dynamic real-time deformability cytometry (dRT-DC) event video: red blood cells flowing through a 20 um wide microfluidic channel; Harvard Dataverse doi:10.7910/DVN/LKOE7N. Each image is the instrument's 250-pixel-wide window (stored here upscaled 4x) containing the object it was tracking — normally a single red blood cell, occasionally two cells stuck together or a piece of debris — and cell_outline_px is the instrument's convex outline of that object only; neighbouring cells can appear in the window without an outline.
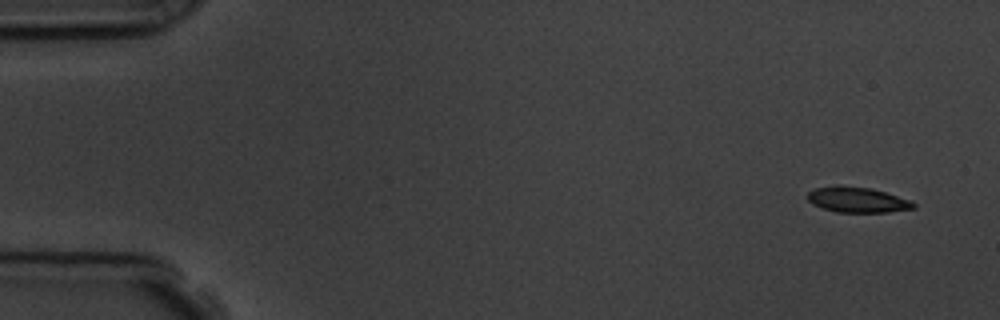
{"species": "common noctule bat (a hibernating species)", "species_latin": "Nyctalus noctula", "temperature_condition": "room temperature", "stored_images_in_passage": 9, "camera_frame_rate_fps": 3000, "um_per_image_px": 0.085, "animal": {"sex": "male", "body_mass_g": 19.5, "forearm_length_mm": 54.6}, "frame": {"image": 1, "passage_image": 1, "time_ms": 0.0, "image_size_px": [1000, 320], "cell_outline_px": [[916, 208], [888, 212], [836, 212], [812, 204], [808, 200], [808, 192], [816, 188], [836, 184], [840, 184], [872, 188], [912, 200], [916, 204]], "centroid_in_image_um": [72.9, 16.96], "position_along_channel_um": 12.1, "area_um2": 15.95}}
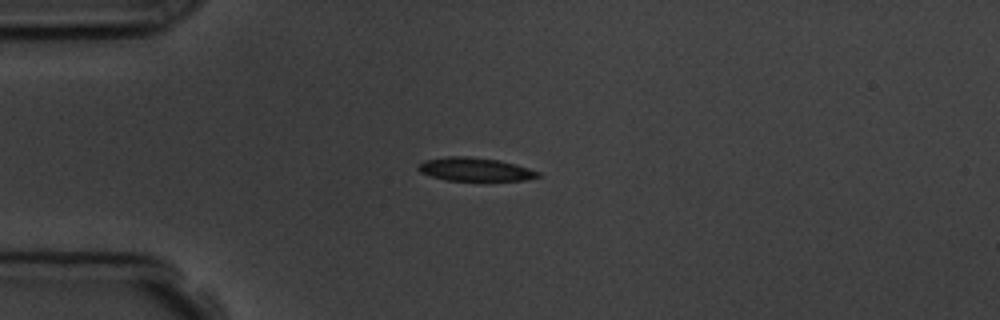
{"frame": {"image": 2, "passage_image": 4, "time_ms": 3.667, "image_size_px": [1000, 320], "cell_outline_px": [[544, 176], [524, 180], [444, 180], [420, 172], [416, 168], [424, 160], [448, 156], [468, 156], [500, 160], [516, 164], [540, 172]], "centroid_in_image_um": [40.4, 14.39], "position_along_channel_um": 44.6, "area_um2": 16.36}}